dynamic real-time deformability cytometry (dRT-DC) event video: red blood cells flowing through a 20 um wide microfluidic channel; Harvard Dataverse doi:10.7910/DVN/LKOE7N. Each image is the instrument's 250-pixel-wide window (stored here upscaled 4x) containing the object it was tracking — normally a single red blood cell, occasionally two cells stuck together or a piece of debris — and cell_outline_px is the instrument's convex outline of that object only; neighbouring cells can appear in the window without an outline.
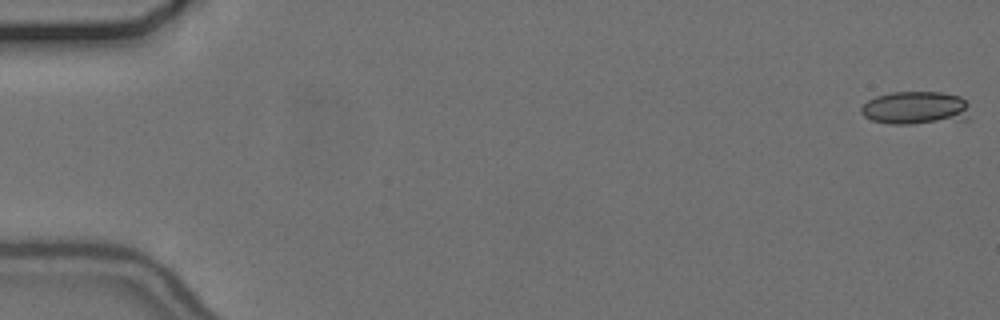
{"species": "common noctule bat (a hibernating species)", "species_latin": "Nyctalus noctula", "temperature_condition": "cold", "stored_images_in_passage": 7, "camera_frame_rate_fps": 3000, "um_per_image_px": 0.085, "animal": {"sex": "female", "body_mass_g": 24.6, "forearm_length_mm": 56.2}, "frame": {"image": 1, "passage_image": 1, "time_ms": 0.0, "image_size_px": [1000, 320], "cell_outline_px": [[968, 120], [912, 124], [888, 124], [872, 120], [864, 116], [860, 112], [860, 108], [868, 100], [876, 96], [892, 92], [940, 92], [960, 96], [968, 104]], "centroid_in_image_um": [77.82, 9.19], "position_along_channel_um": 7.2, "area_um2": 21.27}}